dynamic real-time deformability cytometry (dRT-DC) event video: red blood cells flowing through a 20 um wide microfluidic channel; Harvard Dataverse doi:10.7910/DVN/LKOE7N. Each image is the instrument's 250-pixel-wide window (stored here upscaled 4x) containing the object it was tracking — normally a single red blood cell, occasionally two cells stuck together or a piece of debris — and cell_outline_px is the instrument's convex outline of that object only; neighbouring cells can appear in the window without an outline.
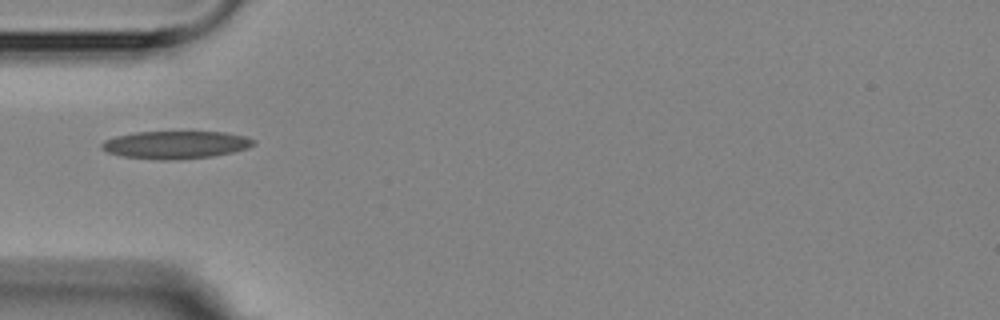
{"species": "Egyptian fruit bat (a non-hibernating species)", "species_latin": "Rousettus aegyptiacus", "temperature_condition": "room temperature", "stored_images_in_passage": 3, "camera_frame_rate_fps": 3000, "um_per_image_px": 0.085, "animal": {"sex": "female"}, "frame": {"image": 1, "passage_image": 1, "time_ms": 0.0, "image_size_px": [1000, 320], "cell_outline_px": [[256, 144], [248, 148], [232, 152], [212, 156], [164, 160], [160, 160], [120, 156], [108, 152], [100, 148], [100, 144], [104, 140], [116, 136], [136, 132], [224, 132], [244, 136], [256, 140]], "centroid_in_image_um": [14.91, 12.3], "position_along_channel_um": 70.1, "area_um2": 24.45}}
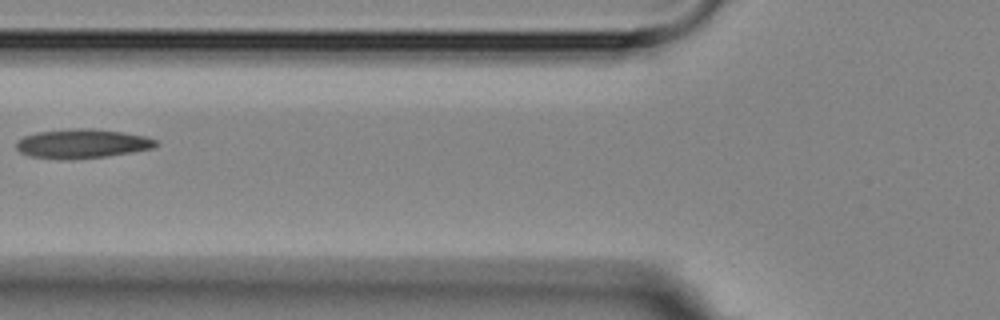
{"frame": {"image": 2, "passage_image": 2, "time_ms": 1.333, "image_size_px": [1000, 320], "cell_outline_px": [[160, 144], [152, 148], [132, 152], [108, 156], [72, 160], [60, 160], [28, 156], [20, 152], [16, 148], [16, 140], [24, 136], [36, 132], [72, 128], [92, 128], [120, 132], [144, 136], [156, 140]], "centroid_in_image_um": [6.93, 12.22], "position_along_channel_um": 118.9, "area_um2": 24.04}}
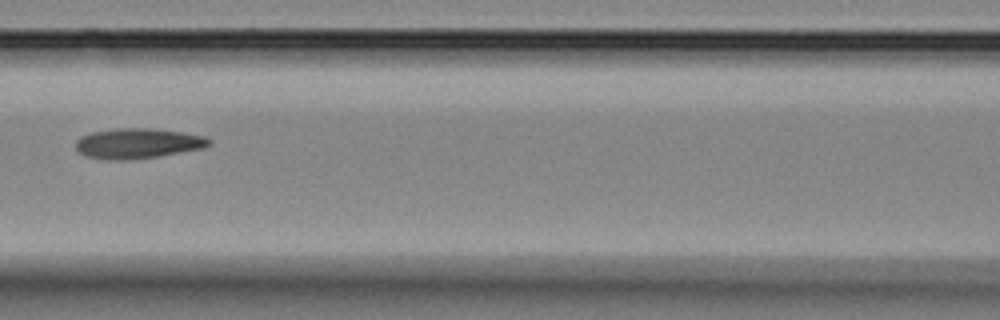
{"frame": {"image": 3, "passage_image": 3, "time_ms": 2.333, "image_size_px": [1000, 320], "cell_outline_px": [[212, 144], [204, 148], [160, 156], [128, 160], [112, 160], [84, 156], [76, 148], [76, 140], [80, 136], [92, 132], [116, 128], [152, 128], [180, 132], [204, 136], [212, 140]], "centroid_in_image_um": [11.72, 12.19], "position_along_channel_um": 154.9, "area_um2": 23.58}}